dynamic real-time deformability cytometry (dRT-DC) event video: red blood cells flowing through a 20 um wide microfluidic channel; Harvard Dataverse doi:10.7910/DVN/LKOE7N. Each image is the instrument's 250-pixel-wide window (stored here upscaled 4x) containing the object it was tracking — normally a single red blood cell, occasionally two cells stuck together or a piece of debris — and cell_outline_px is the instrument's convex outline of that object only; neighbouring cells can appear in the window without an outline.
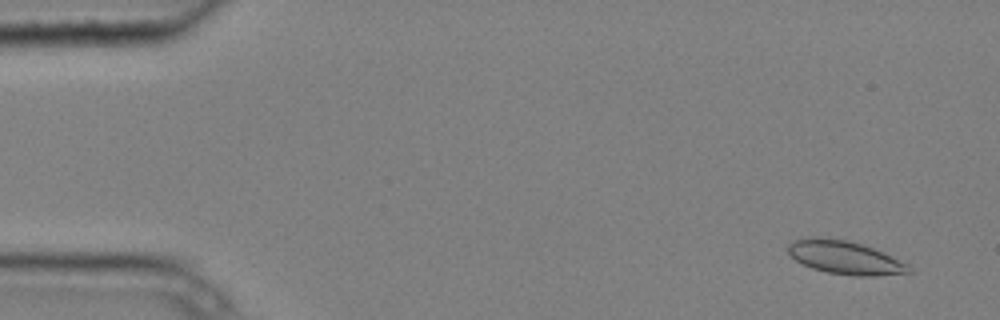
{"species": "common noctule bat (a hibernating species)", "species_latin": "Nyctalus noctula", "temperature_condition": "cold", "stored_images_in_passage": 7, "camera_frame_rate_fps": 3000, "um_per_image_px": 0.085, "animal": {"sex": "male", "body_mass_g": 20.4}, "frame": {"image": 1, "passage_image": 1, "time_ms": 0.0, "image_size_px": [1000, 320], "cell_outline_px": [[912, 272], [876, 276], [856, 276], [828, 272], [812, 268], [796, 260], [788, 252], [788, 244], [796, 240], [812, 236], [816, 236], [844, 240], [860, 244], [872, 248], [908, 264], [912, 268]], "centroid_in_image_um": [71.81, 21.89], "position_along_channel_um": 13.2, "area_um2": 23.06}}
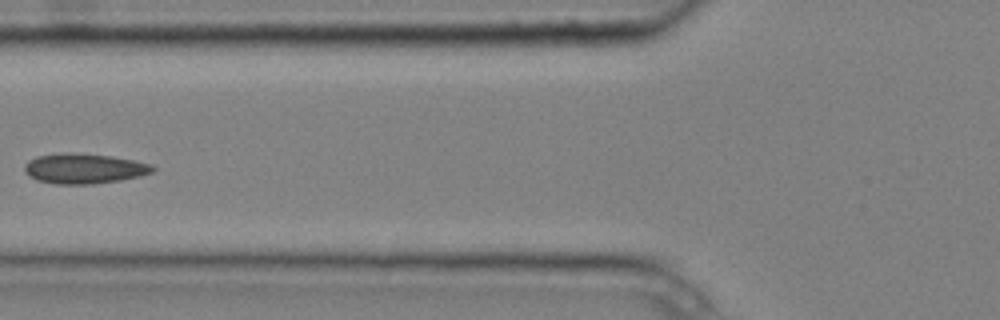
{"frame": {"image": 2, "passage_image": 6, "time_ms": 1.667, "image_size_px": [1000, 320], "cell_outline_px": [[156, 168], [152, 172], [140, 176], [120, 180], [92, 184], [56, 184], [36, 180], [28, 176], [24, 172], [24, 164], [28, 160], [36, 156], [60, 152], [72, 152], [112, 156], [152, 164]], "centroid_in_image_um": [7.1, 14.32], "position_along_channel_um": 118.7, "area_um2": 22.77}}
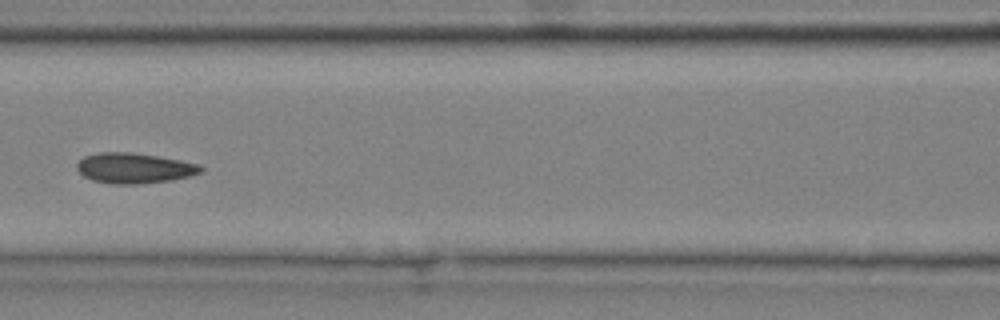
{"frame": {"image": 3, "passage_image": 7, "time_ms": 2.0, "image_size_px": [1000, 320], "cell_outline_px": [[204, 168], [200, 172], [188, 176], [172, 180], [140, 184], [112, 184], [92, 180], [84, 176], [76, 168], [76, 164], [84, 156], [100, 152], [132, 152], [180, 160], [200, 164]], "centroid_in_image_um": [11.39, 14.29], "position_along_channel_um": 155.2, "area_um2": 21.91}}